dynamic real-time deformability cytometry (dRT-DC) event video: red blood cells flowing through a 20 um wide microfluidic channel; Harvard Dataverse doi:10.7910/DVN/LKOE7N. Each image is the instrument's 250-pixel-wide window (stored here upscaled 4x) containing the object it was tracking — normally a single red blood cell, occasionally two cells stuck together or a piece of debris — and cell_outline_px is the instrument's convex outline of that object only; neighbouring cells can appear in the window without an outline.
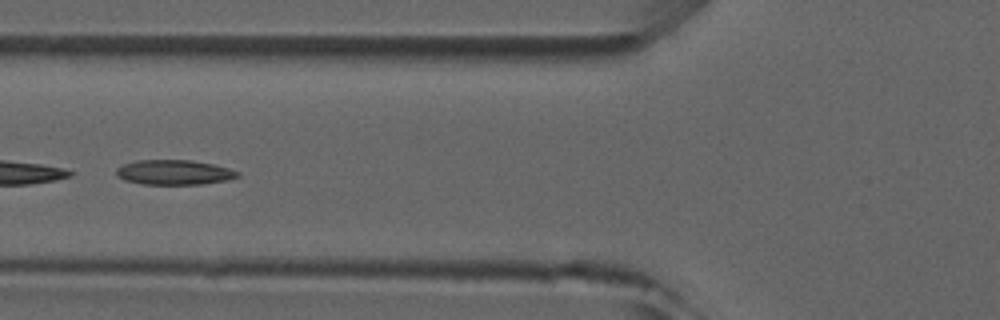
{"species": "common noctule bat (a hibernating species)", "species_latin": "Nyctalus noctula", "temperature_condition": "room temperature", "stored_images_in_passage": 7, "camera_frame_rate_fps": 3000, "um_per_image_px": 0.085, "animal": {"sex": "male", "forearm_length_mm": 52.5}, "frame": {"image": 1, "passage_image": 5, "time_ms": 5.667, "image_size_px": [1000, 320], "cell_outline_px": [[240, 176], [228, 180], [200, 184], [144, 184], [124, 180], [116, 176], [116, 168], [124, 164], [136, 160], [192, 160], [212, 164], [228, 168], [240, 172]], "centroid_in_image_um": [14.79, 14.64], "position_along_channel_um": 111.0, "area_um2": 17.57}}
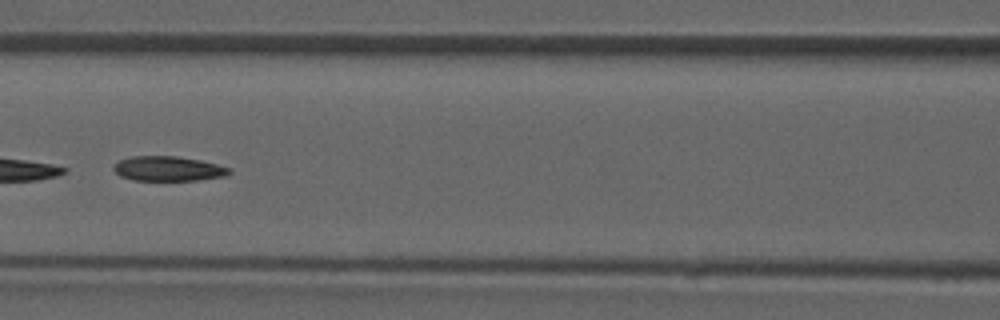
{"frame": {"image": 2, "passage_image": 6, "time_ms": 6.667, "image_size_px": [1000, 320], "cell_outline_px": [[232, 172], [224, 176], [196, 180], [132, 180], [120, 176], [112, 168], [120, 160], [128, 156], [176, 156], [200, 160], [232, 168]], "centroid_in_image_um": [14.29, 14.33], "position_along_channel_um": 152.3, "area_um2": 16.65}}